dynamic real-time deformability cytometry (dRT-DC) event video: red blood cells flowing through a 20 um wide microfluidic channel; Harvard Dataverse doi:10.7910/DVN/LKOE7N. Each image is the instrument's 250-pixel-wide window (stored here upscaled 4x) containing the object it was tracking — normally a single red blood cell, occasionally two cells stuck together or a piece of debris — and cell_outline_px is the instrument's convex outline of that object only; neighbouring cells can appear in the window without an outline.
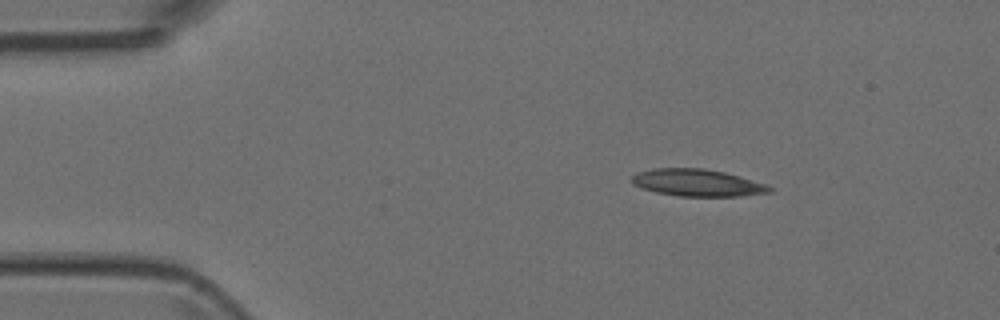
{"species": "Egyptian fruit bat (a non-hibernating species)", "species_latin": "Rousettus aegyptiacus", "temperature_condition": "room temperature", "stored_images_in_passage": 3, "camera_frame_rate_fps": 3000, "um_per_image_px": 0.085, "animal": {"sex": "female"}, "frame": {"image": 1, "passage_image": 1, "time_ms": 0.0, "image_size_px": [1000, 320], "cell_outline_px": [[772, 192], [740, 196], [680, 196], [656, 192], [632, 184], [628, 180], [636, 172], [652, 168], [704, 168], [724, 172], [740, 176], [764, 184], [772, 188]], "centroid_in_image_um": [59.22, 15.52], "position_along_channel_um": 25.8, "area_um2": 21.73}}
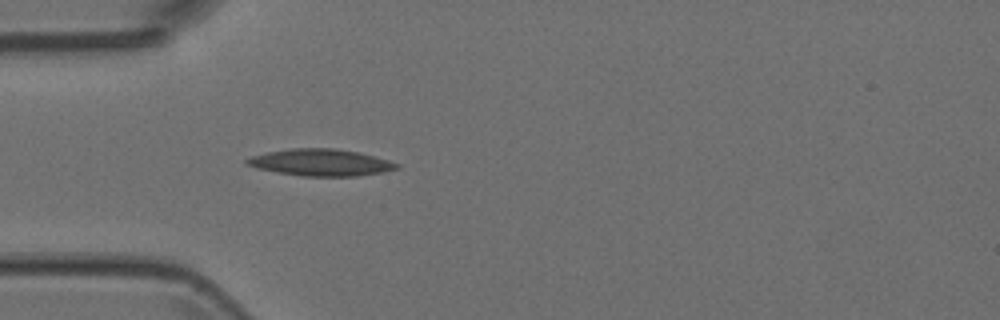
{"frame": {"image": 2, "passage_image": 3, "time_ms": 0.667, "image_size_px": [1000, 320], "cell_outline_px": [[400, 168], [384, 172], [356, 176], [304, 176], [256, 168], [244, 164], [244, 160], [252, 156], [268, 152], [292, 148], [332, 148], [360, 152], [388, 160], [400, 164]], "centroid_in_image_um": [27.29, 13.81], "position_along_channel_um": 57.7, "area_um2": 23.35}}